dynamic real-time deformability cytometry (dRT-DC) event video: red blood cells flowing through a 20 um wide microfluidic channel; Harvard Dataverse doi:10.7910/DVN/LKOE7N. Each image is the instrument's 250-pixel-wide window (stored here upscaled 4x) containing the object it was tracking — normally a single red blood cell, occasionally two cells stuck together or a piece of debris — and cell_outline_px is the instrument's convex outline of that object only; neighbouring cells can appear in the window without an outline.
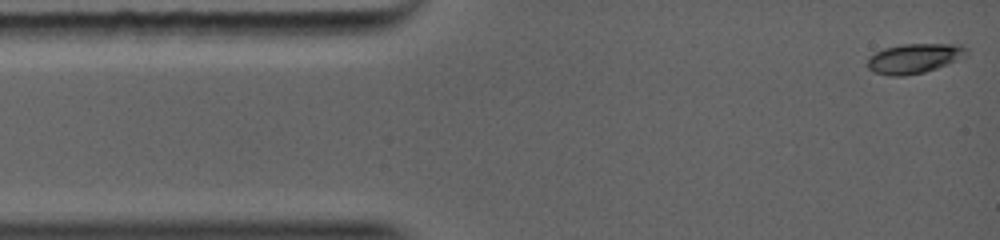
{"species": "common noctule bat (a hibernating species)", "species_latin": "Nyctalus noctula", "temperature_condition": "warm", "stored_images_in_passage": 82, "camera_frame_rate_fps": 5000, "um_per_image_px": 0.085, "animal": {"sex": "female", "body_mass_g": 19.0, "forearm_length_mm": 56.7}, "frame": {"image": 1, "passage_image": 1, "time_ms": 0.0, "image_size_px": [1000, 240], "cell_outline_px": [[968, 52], [964, 56], [948, 64], [924, 72], [904, 76], [888, 76], [876, 72], [868, 68], [868, 56], [884, 48], [900, 44], [960, 44], [968, 48]], "centroid_in_image_um": [77.7, 4.96], "position_along_channel_um": 7.3, "area_um2": 17.17}}
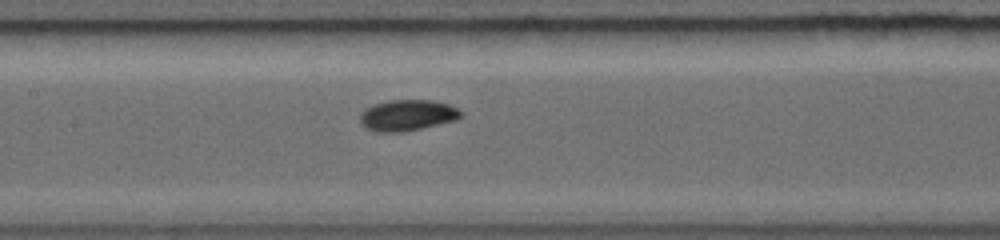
{"frame": {"image": 2, "passage_image": 35, "time_ms": 4.8, "image_size_px": [1000, 240], "cell_outline_px": [[460, 116], [452, 120], [412, 128], [376, 128], [368, 124], [364, 120], [364, 112], [368, 108], [376, 104], [388, 100], [432, 100], [448, 104], [456, 108], [460, 112]], "centroid_in_image_um": [34.78, 9.67], "position_along_channel_um": 172.6, "area_um2": 15.72}}
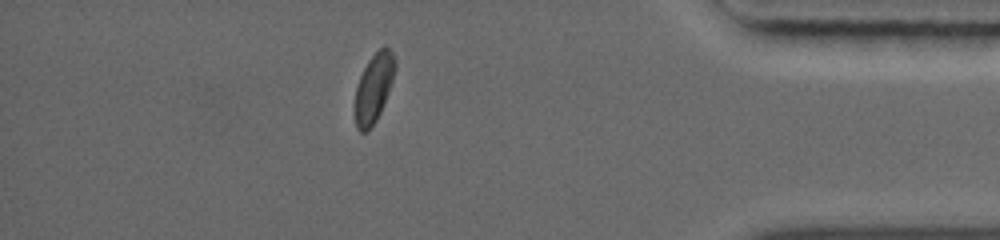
{"frame": {"image": 3, "passage_image": 72, "time_ms": 10.2, "image_size_px": [1000, 240], "cell_outline_px": [[396, 68], [392, 80], [384, 100], [372, 124], [364, 132], [360, 132], [356, 124], [356, 88], [360, 76], [368, 60], [384, 44], [392, 52], [396, 64]], "centroid_in_image_um": [31.78, 7.37], "position_along_channel_um": 403.4, "area_um2": 15.2}}